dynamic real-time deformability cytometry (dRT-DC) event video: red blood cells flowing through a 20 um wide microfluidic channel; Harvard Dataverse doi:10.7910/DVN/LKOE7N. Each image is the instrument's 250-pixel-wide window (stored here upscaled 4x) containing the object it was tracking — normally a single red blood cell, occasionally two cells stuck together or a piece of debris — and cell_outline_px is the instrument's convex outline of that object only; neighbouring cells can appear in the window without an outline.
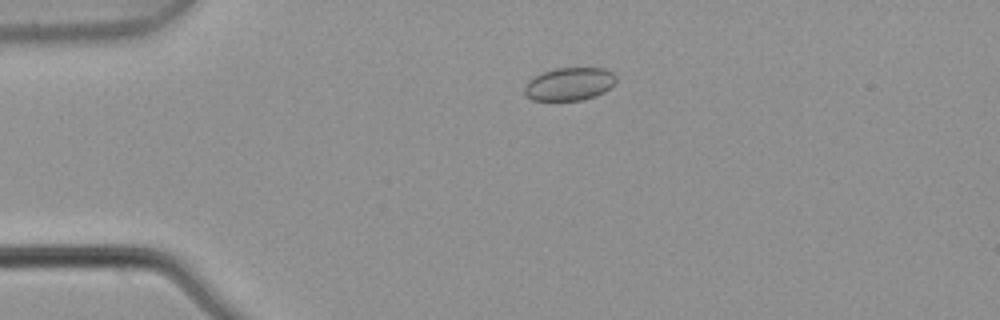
{"species": "common noctule bat (a hibernating species)", "species_latin": "Nyctalus noctula", "temperature_condition": "warm", "stored_images_in_passage": 2, "camera_frame_rate_fps": 3000, "um_per_image_px": 0.085, "animal": {"sex": "male", "body_mass_g": 21.5, "forearm_length_mm": 52.0}, "frame": {"image": 1, "passage_image": 1, "time_ms": 0.0, "image_size_px": [1000, 320], "cell_outline_px": [[616, 84], [604, 92], [596, 96], [580, 100], [532, 100], [524, 92], [524, 84], [532, 76], [556, 68], [604, 68], [612, 72], [616, 76]], "centroid_in_image_um": [48.4, 7.13], "position_along_channel_um": 36.6, "area_um2": 17.74}}